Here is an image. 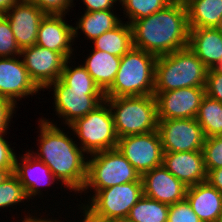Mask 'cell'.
I'll return each instance as SVG.
<instances>
[{
    "mask_svg": "<svg viewBox=\"0 0 222 222\" xmlns=\"http://www.w3.org/2000/svg\"><path fill=\"white\" fill-rule=\"evenodd\" d=\"M39 120V139L36 140L39 150H29L30 153L49 167L61 188L65 186L64 190L81 193L87 178L88 155H84L74 137H69V132H63L54 121Z\"/></svg>",
    "mask_w": 222,
    "mask_h": 222,
    "instance_id": "1",
    "label": "cell"
},
{
    "mask_svg": "<svg viewBox=\"0 0 222 222\" xmlns=\"http://www.w3.org/2000/svg\"><path fill=\"white\" fill-rule=\"evenodd\" d=\"M130 25L133 47L156 56L188 47L190 29L182 0H173L165 8Z\"/></svg>",
    "mask_w": 222,
    "mask_h": 222,
    "instance_id": "2",
    "label": "cell"
},
{
    "mask_svg": "<svg viewBox=\"0 0 222 222\" xmlns=\"http://www.w3.org/2000/svg\"><path fill=\"white\" fill-rule=\"evenodd\" d=\"M207 70L203 62L189 47L157 56L154 92H167L187 87H205Z\"/></svg>",
    "mask_w": 222,
    "mask_h": 222,
    "instance_id": "3",
    "label": "cell"
},
{
    "mask_svg": "<svg viewBox=\"0 0 222 222\" xmlns=\"http://www.w3.org/2000/svg\"><path fill=\"white\" fill-rule=\"evenodd\" d=\"M157 56L132 47L120 60V67L105 97L154 95Z\"/></svg>",
    "mask_w": 222,
    "mask_h": 222,
    "instance_id": "4",
    "label": "cell"
},
{
    "mask_svg": "<svg viewBox=\"0 0 222 222\" xmlns=\"http://www.w3.org/2000/svg\"><path fill=\"white\" fill-rule=\"evenodd\" d=\"M118 138L156 131L157 102L154 95L105 97Z\"/></svg>",
    "mask_w": 222,
    "mask_h": 222,
    "instance_id": "5",
    "label": "cell"
},
{
    "mask_svg": "<svg viewBox=\"0 0 222 222\" xmlns=\"http://www.w3.org/2000/svg\"><path fill=\"white\" fill-rule=\"evenodd\" d=\"M128 182H142L141 176L117 148L97 152L88 156L87 178L81 194Z\"/></svg>",
    "mask_w": 222,
    "mask_h": 222,
    "instance_id": "6",
    "label": "cell"
},
{
    "mask_svg": "<svg viewBox=\"0 0 222 222\" xmlns=\"http://www.w3.org/2000/svg\"><path fill=\"white\" fill-rule=\"evenodd\" d=\"M68 128L74 137H78V145L87 155L117 147L119 138L112 112L105 100L84 117L76 119Z\"/></svg>",
    "mask_w": 222,
    "mask_h": 222,
    "instance_id": "7",
    "label": "cell"
},
{
    "mask_svg": "<svg viewBox=\"0 0 222 222\" xmlns=\"http://www.w3.org/2000/svg\"><path fill=\"white\" fill-rule=\"evenodd\" d=\"M88 203L81 206L86 213L97 220L111 222L128 217L131 208L143 196L142 182H128L93 192ZM86 203V204H85Z\"/></svg>",
    "mask_w": 222,
    "mask_h": 222,
    "instance_id": "8",
    "label": "cell"
},
{
    "mask_svg": "<svg viewBox=\"0 0 222 222\" xmlns=\"http://www.w3.org/2000/svg\"><path fill=\"white\" fill-rule=\"evenodd\" d=\"M45 89H53L54 110L66 126L84 117L105 100L102 90L72 89L61 78Z\"/></svg>",
    "mask_w": 222,
    "mask_h": 222,
    "instance_id": "9",
    "label": "cell"
},
{
    "mask_svg": "<svg viewBox=\"0 0 222 222\" xmlns=\"http://www.w3.org/2000/svg\"><path fill=\"white\" fill-rule=\"evenodd\" d=\"M116 148L140 176L162 165L163 150L158 130L121 137Z\"/></svg>",
    "mask_w": 222,
    "mask_h": 222,
    "instance_id": "10",
    "label": "cell"
},
{
    "mask_svg": "<svg viewBox=\"0 0 222 222\" xmlns=\"http://www.w3.org/2000/svg\"><path fill=\"white\" fill-rule=\"evenodd\" d=\"M163 152L202 151L205 135L196 118L158 120Z\"/></svg>",
    "mask_w": 222,
    "mask_h": 222,
    "instance_id": "11",
    "label": "cell"
},
{
    "mask_svg": "<svg viewBox=\"0 0 222 222\" xmlns=\"http://www.w3.org/2000/svg\"><path fill=\"white\" fill-rule=\"evenodd\" d=\"M20 56L30 79L40 91H44L49 84L58 81L67 60L62 53L39 45L22 49Z\"/></svg>",
    "mask_w": 222,
    "mask_h": 222,
    "instance_id": "12",
    "label": "cell"
},
{
    "mask_svg": "<svg viewBox=\"0 0 222 222\" xmlns=\"http://www.w3.org/2000/svg\"><path fill=\"white\" fill-rule=\"evenodd\" d=\"M205 95V87L154 92L158 120L196 118Z\"/></svg>",
    "mask_w": 222,
    "mask_h": 222,
    "instance_id": "13",
    "label": "cell"
},
{
    "mask_svg": "<svg viewBox=\"0 0 222 222\" xmlns=\"http://www.w3.org/2000/svg\"><path fill=\"white\" fill-rule=\"evenodd\" d=\"M20 57H0V96L9 99L15 106L20 99L36 95L40 90L30 79Z\"/></svg>",
    "mask_w": 222,
    "mask_h": 222,
    "instance_id": "14",
    "label": "cell"
},
{
    "mask_svg": "<svg viewBox=\"0 0 222 222\" xmlns=\"http://www.w3.org/2000/svg\"><path fill=\"white\" fill-rule=\"evenodd\" d=\"M20 50L36 45L40 21L45 13L29 0H20L6 14Z\"/></svg>",
    "mask_w": 222,
    "mask_h": 222,
    "instance_id": "15",
    "label": "cell"
},
{
    "mask_svg": "<svg viewBox=\"0 0 222 222\" xmlns=\"http://www.w3.org/2000/svg\"><path fill=\"white\" fill-rule=\"evenodd\" d=\"M64 14H45L39 24L37 42L44 48L62 53L67 59L72 58L75 50L73 26L67 24ZM66 21V22H65Z\"/></svg>",
    "mask_w": 222,
    "mask_h": 222,
    "instance_id": "16",
    "label": "cell"
},
{
    "mask_svg": "<svg viewBox=\"0 0 222 222\" xmlns=\"http://www.w3.org/2000/svg\"><path fill=\"white\" fill-rule=\"evenodd\" d=\"M143 195L171 205L183 201L187 186L172 175L163 165L153 168L141 176Z\"/></svg>",
    "mask_w": 222,
    "mask_h": 222,
    "instance_id": "17",
    "label": "cell"
},
{
    "mask_svg": "<svg viewBox=\"0 0 222 222\" xmlns=\"http://www.w3.org/2000/svg\"><path fill=\"white\" fill-rule=\"evenodd\" d=\"M13 173L24 187L29 199H35V196L42 195L41 188L44 186L51 187L54 183L58 184V180L49 167L32 155L29 149L24 155L16 156Z\"/></svg>",
    "mask_w": 222,
    "mask_h": 222,
    "instance_id": "18",
    "label": "cell"
},
{
    "mask_svg": "<svg viewBox=\"0 0 222 222\" xmlns=\"http://www.w3.org/2000/svg\"><path fill=\"white\" fill-rule=\"evenodd\" d=\"M162 165L187 187L207 179L202 151L163 152Z\"/></svg>",
    "mask_w": 222,
    "mask_h": 222,
    "instance_id": "19",
    "label": "cell"
},
{
    "mask_svg": "<svg viewBox=\"0 0 222 222\" xmlns=\"http://www.w3.org/2000/svg\"><path fill=\"white\" fill-rule=\"evenodd\" d=\"M188 47L207 69L222 68V30L220 28L190 29Z\"/></svg>",
    "mask_w": 222,
    "mask_h": 222,
    "instance_id": "20",
    "label": "cell"
},
{
    "mask_svg": "<svg viewBox=\"0 0 222 222\" xmlns=\"http://www.w3.org/2000/svg\"><path fill=\"white\" fill-rule=\"evenodd\" d=\"M185 199L202 222H215L222 216V193L207 181L189 186Z\"/></svg>",
    "mask_w": 222,
    "mask_h": 222,
    "instance_id": "21",
    "label": "cell"
},
{
    "mask_svg": "<svg viewBox=\"0 0 222 222\" xmlns=\"http://www.w3.org/2000/svg\"><path fill=\"white\" fill-rule=\"evenodd\" d=\"M121 57L106 51L92 49L82 63L97 86L105 93L115 80L120 67Z\"/></svg>",
    "mask_w": 222,
    "mask_h": 222,
    "instance_id": "22",
    "label": "cell"
},
{
    "mask_svg": "<svg viewBox=\"0 0 222 222\" xmlns=\"http://www.w3.org/2000/svg\"><path fill=\"white\" fill-rule=\"evenodd\" d=\"M189 29L219 28L222 21V0H184Z\"/></svg>",
    "mask_w": 222,
    "mask_h": 222,
    "instance_id": "23",
    "label": "cell"
},
{
    "mask_svg": "<svg viewBox=\"0 0 222 222\" xmlns=\"http://www.w3.org/2000/svg\"><path fill=\"white\" fill-rule=\"evenodd\" d=\"M121 22L120 17L114 13V9L85 12L73 27L74 40L78 38L79 29L84 36L86 35L85 38L92 42L98 36L117 27Z\"/></svg>",
    "mask_w": 222,
    "mask_h": 222,
    "instance_id": "24",
    "label": "cell"
},
{
    "mask_svg": "<svg viewBox=\"0 0 222 222\" xmlns=\"http://www.w3.org/2000/svg\"><path fill=\"white\" fill-rule=\"evenodd\" d=\"M124 22L94 39L93 49L119 57L128 52L133 47L132 28L130 24Z\"/></svg>",
    "mask_w": 222,
    "mask_h": 222,
    "instance_id": "25",
    "label": "cell"
},
{
    "mask_svg": "<svg viewBox=\"0 0 222 222\" xmlns=\"http://www.w3.org/2000/svg\"><path fill=\"white\" fill-rule=\"evenodd\" d=\"M206 138L222 135V103L205 95L196 117Z\"/></svg>",
    "mask_w": 222,
    "mask_h": 222,
    "instance_id": "26",
    "label": "cell"
},
{
    "mask_svg": "<svg viewBox=\"0 0 222 222\" xmlns=\"http://www.w3.org/2000/svg\"><path fill=\"white\" fill-rule=\"evenodd\" d=\"M169 206L143 195L131 208L128 217L135 222H167Z\"/></svg>",
    "mask_w": 222,
    "mask_h": 222,
    "instance_id": "27",
    "label": "cell"
},
{
    "mask_svg": "<svg viewBox=\"0 0 222 222\" xmlns=\"http://www.w3.org/2000/svg\"><path fill=\"white\" fill-rule=\"evenodd\" d=\"M123 9V15L128 18L126 21L131 24L133 21L148 17L151 14L165 8L173 0H118Z\"/></svg>",
    "mask_w": 222,
    "mask_h": 222,
    "instance_id": "28",
    "label": "cell"
},
{
    "mask_svg": "<svg viewBox=\"0 0 222 222\" xmlns=\"http://www.w3.org/2000/svg\"><path fill=\"white\" fill-rule=\"evenodd\" d=\"M70 63L72 58L66 60L60 77L69 87L78 90H101L83 65L73 66Z\"/></svg>",
    "mask_w": 222,
    "mask_h": 222,
    "instance_id": "29",
    "label": "cell"
},
{
    "mask_svg": "<svg viewBox=\"0 0 222 222\" xmlns=\"http://www.w3.org/2000/svg\"><path fill=\"white\" fill-rule=\"evenodd\" d=\"M29 202L24 187L19 182L14 173L9 176L0 184V209L19 205L23 202Z\"/></svg>",
    "mask_w": 222,
    "mask_h": 222,
    "instance_id": "30",
    "label": "cell"
},
{
    "mask_svg": "<svg viewBox=\"0 0 222 222\" xmlns=\"http://www.w3.org/2000/svg\"><path fill=\"white\" fill-rule=\"evenodd\" d=\"M202 152L206 171L222 168V135L206 138Z\"/></svg>",
    "mask_w": 222,
    "mask_h": 222,
    "instance_id": "31",
    "label": "cell"
},
{
    "mask_svg": "<svg viewBox=\"0 0 222 222\" xmlns=\"http://www.w3.org/2000/svg\"><path fill=\"white\" fill-rule=\"evenodd\" d=\"M21 54L9 20L3 15L0 19V57H15Z\"/></svg>",
    "mask_w": 222,
    "mask_h": 222,
    "instance_id": "32",
    "label": "cell"
},
{
    "mask_svg": "<svg viewBox=\"0 0 222 222\" xmlns=\"http://www.w3.org/2000/svg\"><path fill=\"white\" fill-rule=\"evenodd\" d=\"M167 222H202L186 199L169 206Z\"/></svg>",
    "mask_w": 222,
    "mask_h": 222,
    "instance_id": "33",
    "label": "cell"
},
{
    "mask_svg": "<svg viewBox=\"0 0 222 222\" xmlns=\"http://www.w3.org/2000/svg\"><path fill=\"white\" fill-rule=\"evenodd\" d=\"M205 93L222 103V68L207 70Z\"/></svg>",
    "mask_w": 222,
    "mask_h": 222,
    "instance_id": "34",
    "label": "cell"
},
{
    "mask_svg": "<svg viewBox=\"0 0 222 222\" xmlns=\"http://www.w3.org/2000/svg\"><path fill=\"white\" fill-rule=\"evenodd\" d=\"M40 8L45 14H64L70 12L71 7H75L74 0H29ZM70 7V9H69Z\"/></svg>",
    "mask_w": 222,
    "mask_h": 222,
    "instance_id": "35",
    "label": "cell"
},
{
    "mask_svg": "<svg viewBox=\"0 0 222 222\" xmlns=\"http://www.w3.org/2000/svg\"><path fill=\"white\" fill-rule=\"evenodd\" d=\"M5 139V134H0V169L14 170L16 153Z\"/></svg>",
    "mask_w": 222,
    "mask_h": 222,
    "instance_id": "36",
    "label": "cell"
},
{
    "mask_svg": "<svg viewBox=\"0 0 222 222\" xmlns=\"http://www.w3.org/2000/svg\"><path fill=\"white\" fill-rule=\"evenodd\" d=\"M18 106H15L9 99L0 96V134H6L8 126L13 118V113Z\"/></svg>",
    "mask_w": 222,
    "mask_h": 222,
    "instance_id": "37",
    "label": "cell"
},
{
    "mask_svg": "<svg viewBox=\"0 0 222 222\" xmlns=\"http://www.w3.org/2000/svg\"><path fill=\"white\" fill-rule=\"evenodd\" d=\"M86 6L85 12H94L102 10H112L114 9L113 5L118 3V0H81Z\"/></svg>",
    "mask_w": 222,
    "mask_h": 222,
    "instance_id": "38",
    "label": "cell"
},
{
    "mask_svg": "<svg viewBox=\"0 0 222 222\" xmlns=\"http://www.w3.org/2000/svg\"><path fill=\"white\" fill-rule=\"evenodd\" d=\"M206 181L222 193V168L208 170Z\"/></svg>",
    "mask_w": 222,
    "mask_h": 222,
    "instance_id": "39",
    "label": "cell"
},
{
    "mask_svg": "<svg viewBox=\"0 0 222 222\" xmlns=\"http://www.w3.org/2000/svg\"><path fill=\"white\" fill-rule=\"evenodd\" d=\"M79 207L80 208H78V210L80 209V212H82L83 213V215H81V217L83 216L84 218L82 219L81 218V220L82 221H80V222H85V209L79 204ZM82 210V211H81ZM30 211H28L27 212V214H29V215H25L24 217L25 218H22V221L21 222H64V220L63 221H61V220H57L56 218L55 219H53L52 220V217H51V219L50 218H48V216H47V218L46 217H43V218H41L42 217V215L40 216V218L39 217H37V216H33L31 213H29ZM29 216V217H28Z\"/></svg>",
    "mask_w": 222,
    "mask_h": 222,
    "instance_id": "40",
    "label": "cell"
},
{
    "mask_svg": "<svg viewBox=\"0 0 222 222\" xmlns=\"http://www.w3.org/2000/svg\"><path fill=\"white\" fill-rule=\"evenodd\" d=\"M20 0H0V12L5 15Z\"/></svg>",
    "mask_w": 222,
    "mask_h": 222,
    "instance_id": "41",
    "label": "cell"
},
{
    "mask_svg": "<svg viewBox=\"0 0 222 222\" xmlns=\"http://www.w3.org/2000/svg\"><path fill=\"white\" fill-rule=\"evenodd\" d=\"M14 170H2L0 169V184L9 176L10 173H13Z\"/></svg>",
    "mask_w": 222,
    "mask_h": 222,
    "instance_id": "42",
    "label": "cell"
},
{
    "mask_svg": "<svg viewBox=\"0 0 222 222\" xmlns=\"http://www.w3.org/2000/svg\"><path fill=\"white\" fill-rule=\"evenodd\" d=\"M111 222H135V221H133L129 217H122V218L114 219Z\"/></svg>",
    "mask_w": 222,
    "mask_h": 222,
    "instance_id": "43",
    "label": "cell"
},
{
    "mask_svg": "<svg viewBox=\"0 0 222 222\" xmlns=\"http://www.w3.org/2000/svg\"><path fill=\"white\" fill-rule=\"evenodd\" d=\"M85 222H105V221H100V220L94 219V218L90 217L85 211Z\"/></svg>",
    "mask_w": 222,
    "mask_h": 222,
    "instance_id": "44",
    "label": "cell"
},
{
    "mask_svg": "<svg viewBox=\"0 0 222 222\" xmlns=\"http://www.w3.org/2000/svg\"><path fill=\"white\" fill-rule=\"evenodd\" d=\"M215 222H222V216L219 219H217Z\"/></svg>",
    "mask_w": 222,
    "mask_h": 222,
    "instance_id": "45",
    "label": "cell"
}]
</instances>
